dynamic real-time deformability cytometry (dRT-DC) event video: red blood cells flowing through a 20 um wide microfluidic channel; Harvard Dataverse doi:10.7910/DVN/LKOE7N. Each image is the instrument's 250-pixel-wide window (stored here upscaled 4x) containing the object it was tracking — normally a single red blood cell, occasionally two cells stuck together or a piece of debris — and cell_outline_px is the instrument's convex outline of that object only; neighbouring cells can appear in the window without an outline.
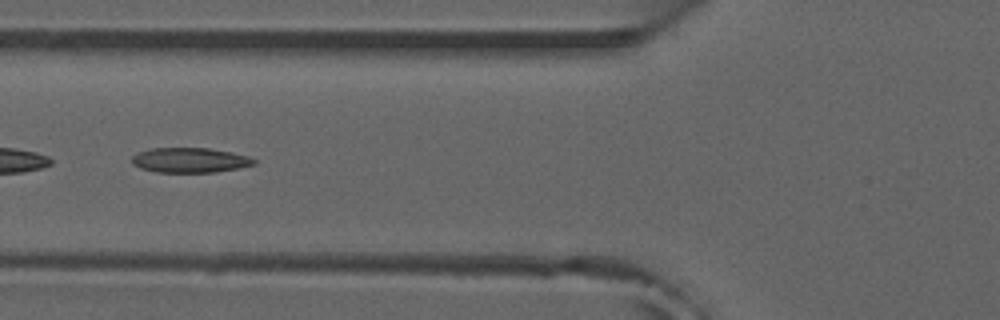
{"species": "common noctule bat (a hibernating species)", "species_latin": "Nyctalus noctula", "temperature_condition": "room temperature", "stored_images_in_passage": 8, "camera_frame_rate_fps": 3000, "um_per_image_px": 0.085, "animal": {"sex": "male", "forearm_length_mm": 52.5}, "frame": {"image": 1, "passage_image": 6, "time_ms": 1.667, "image_size_px": [1000, 320], "cell_outline_px": [[256, 164], [216, 172], [156, 172], [140, 168], [132, 164], [132, 156], [136, 152], [148, 148], [208, 148], [232, 152], [248, 156], [256, 160]], "centroid_in_image_um": [16.1, 13.6], "position_along_channel_um": 109.7, "area_um2": 17.8}}